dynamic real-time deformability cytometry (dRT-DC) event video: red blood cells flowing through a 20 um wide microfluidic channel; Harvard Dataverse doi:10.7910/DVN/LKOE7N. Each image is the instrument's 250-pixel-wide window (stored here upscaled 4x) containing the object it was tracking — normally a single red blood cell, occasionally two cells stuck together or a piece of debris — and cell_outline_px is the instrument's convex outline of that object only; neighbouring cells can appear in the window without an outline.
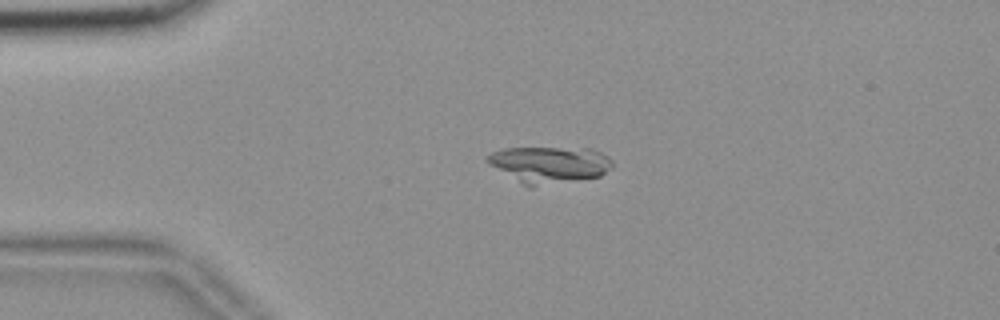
{"species": "common noctule bat (a hibernating species)", "species_latin": "Nyctalus noctula", "temperature_condition": "room temperature", "stored_images_in_passage": 52, "camera_frame_rate_fps": 3000, "um_per_image_px": 0.085, "animal": {"sex": "female", "body_mass_g": 18.4}, "frame": {"image": 1, "passage_image": 10, "time_ms": 3.0, "image_size_px": [1000, 320], "cell_outline_px": [[612, 168], [600, 176], [532, 188], [524, 184], [488, 164], [484, 160], [492, 152], [504, 148], [592, 148], [608, 156], [612, 160]], "centroid_in_image_um": [46.72, 13.99], "position_along_channel_um": 38.3, "area_um2": 26.76}}
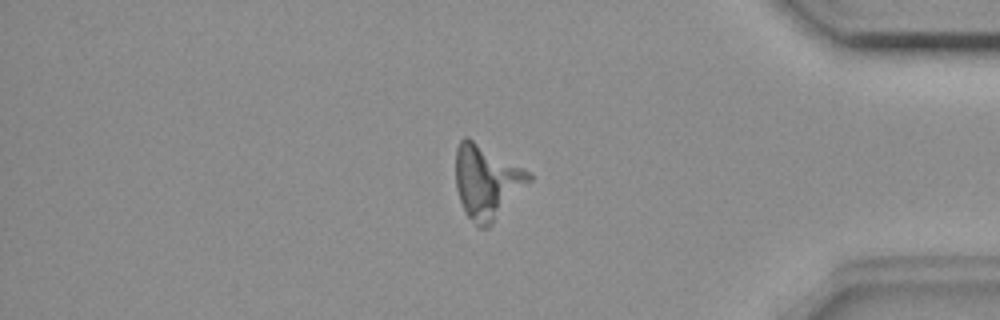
{"frame": {"image": 2, "passage_image": 44, "time_ms": 14.333, "image_size_px": [1000, 320], "cell_outline_px": [[532, 180], [492, 224], [488, 228], [480, 228], [464, 212], [456, 188], [456, 148], [460, 140], [464, 136], [468, 136], [524, 168], [532, 176]], "centroid_in_image_um": [41.36, 15.43], "position_along_channel_um": 393.8, "area_um2": 31.56}}
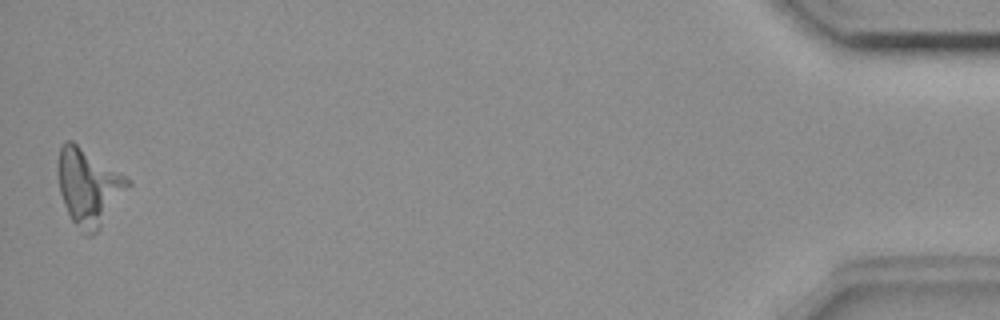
{"frame": {"image": 3, "passage_image": 52, "time_ms": 17.0, "image_size_px": [1000, 320], "cell_outline_px": [[132, 184], [100, 228], [92, 236], [84, 236], [72, 220], [64, 204], [60, 192], [56, 172], [56, 164], [60, 148], [64, 140], [72, 140], [132, 180]], "centroid_in_image_um": [7.52, 15.87], "position_along_channel_um": 427.7, "area_um2": 31.56}}